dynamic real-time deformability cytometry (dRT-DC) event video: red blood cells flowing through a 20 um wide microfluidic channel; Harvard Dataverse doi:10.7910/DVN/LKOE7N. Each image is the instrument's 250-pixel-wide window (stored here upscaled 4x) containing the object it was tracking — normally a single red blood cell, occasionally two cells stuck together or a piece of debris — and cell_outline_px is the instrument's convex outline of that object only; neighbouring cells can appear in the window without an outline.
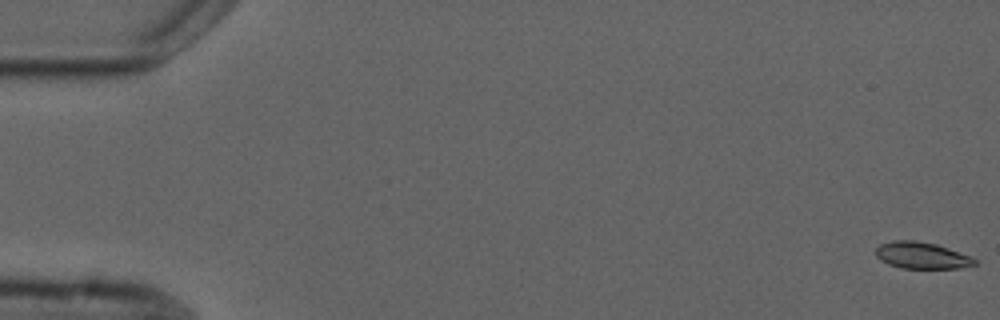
{"species": "common noctule bat (a hibernating species)", "species_latin": "Nyctalus noctula", "temperature_condition": "cold", "stored_images_in_passage": 9, "camera_frame_rate_fps": 3000, "um_per_image_px": 0.085, "animal": {"sex": "male", "forearm_length_mm": 52.5}, "frame": {"image": 1, "passage_image": 1, "time_ms": 0.0, "image_size_px": [1000, 320], "cell_outline_px": [[976, 264], [960, 268], [904, 268], [888, 264], [880, 260], [876, 256], [876, 248], [880, 244], [892, 240], [916, 240], [936, 244], [972, 256], [976, 260]], "centroid_in_image_um": [78.34, 21.7], "position_along_channel_um": 6.7, "area_um2": 15.37}}
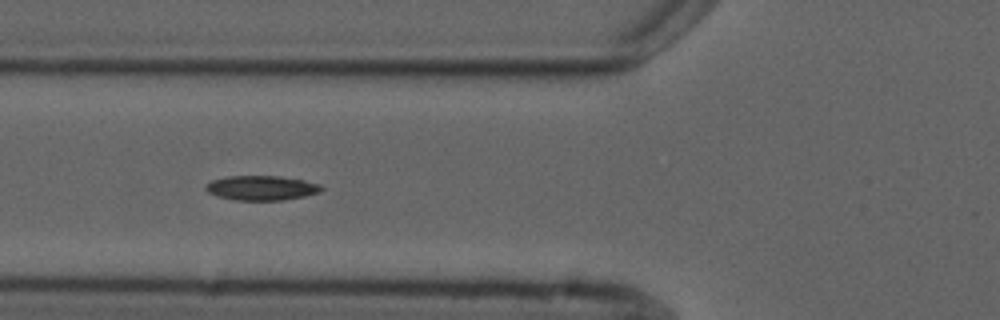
{"frame": {"image": 2, "passage_image": 6, "time_ms": 6.667, "image_size_px": [1000, 320], "cell_outline_px": [[324, 188], [320, 192], [304, 196], [284, 200], [236, 200], [216, 196], [208, 192], [204, 188], [212, 180], [228, 176], [280, 176], [304, 180], [320, 184]], "centroid_in_image_um": [22.24, 15.97], "position_along_channel_um": 103.6, "area_um2": 16.59}}
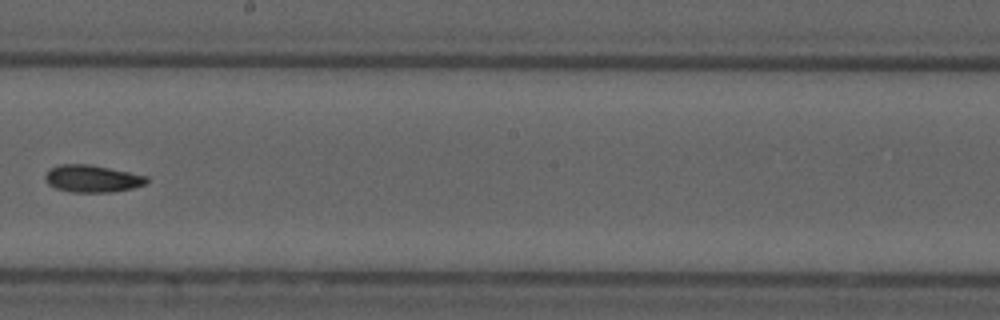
{"frame": {"image": 3, "passage_image": 9, "time_ms": 10.333, "image_size_px": [1000, 320], "cell_outline_px": [[148, 180], [144, 184], [132, 188], [108, 192], [72, 192], [56, 188], [48, 184], [44, 180], [44, 176], [52, 168], [60, 164], [88, 164], [148, 176]], "centroid_in_image_um": [7.81, 15.18], "position_along_channel_um": 240.4, "area_um2": 15.84}}